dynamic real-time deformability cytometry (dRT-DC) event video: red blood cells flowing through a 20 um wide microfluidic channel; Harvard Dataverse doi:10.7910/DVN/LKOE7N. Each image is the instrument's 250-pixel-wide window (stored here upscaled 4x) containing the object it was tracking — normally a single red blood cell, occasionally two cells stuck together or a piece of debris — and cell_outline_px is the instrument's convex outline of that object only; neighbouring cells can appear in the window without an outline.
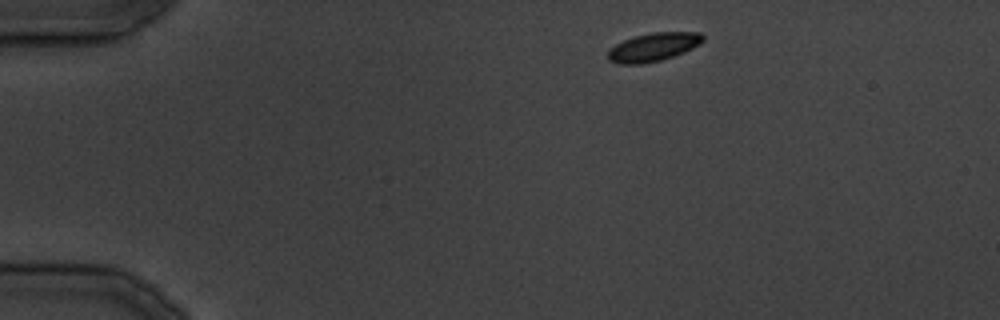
{"species": "common noctule bat (a hibernating species)", "species_latin": "Nyctalus noctula", "temperature_condition": "cold", "stored_images_in_passage": 24, "camera_frame_rate_fps": 3000, "um_per_image_px": 0.085, "animal": {"sex": "male", "body_mass_g": 19.5, "forearm_length_mm": 54.6}, "frame": {"image": 1, "passage_image": 1, "time_ms": 0.0, "image_size_px": [1000, 320], "cell_outline_px": [[704, 40], [700, 44], [684, 52], [660, 60], [640, 64], [620, 64], [608, 60], [608, 52], [616, 44], [624, 40], [636, 36], [652, 32], [700, 32], [704, 36]], "centroid_in_image_um": [55.56, 3.99], "position_along_channel_um": 29.4, "area_um2": 15.55}}